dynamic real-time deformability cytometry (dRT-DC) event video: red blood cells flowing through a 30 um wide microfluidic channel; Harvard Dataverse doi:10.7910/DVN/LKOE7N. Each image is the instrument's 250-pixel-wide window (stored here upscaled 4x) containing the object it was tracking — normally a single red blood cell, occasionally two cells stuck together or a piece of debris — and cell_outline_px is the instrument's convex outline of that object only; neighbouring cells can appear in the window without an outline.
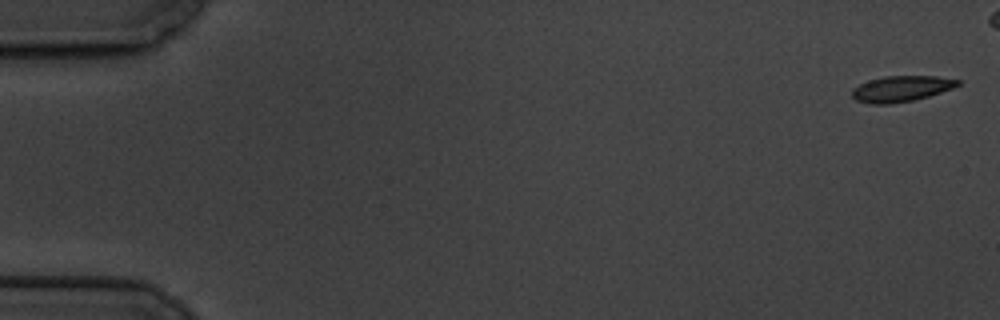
{"species": "common noctule bat (a hibernating species)", "species_latin": "Nyctalus noctula", "temperature_condition": "cold", "stored_images_in_passage": 4, "camera_frame_rate_fps": 3000, "um_per_image_px": 0.085, "animal": {"sex": "male", "body_mass_g": 19.5, "forearm_length_mm": 54.6}, "frame": {"image": 1, "passage_image": 1, "time_ms": 0.0, "image_size_px": [1000, 320], "cell_outline_px": [[960, 84], [952, 88], [928, 96], [912, 100], [888, 104], [872, 104], [856, 100], [852, 96], [852, 88], [868, 80], [884, 76], [936, 76], [960, 80]], "centroid_in_image_um": [76.58, 7.53], "position_along_channel_um": 8.4, "area_um2": 15.78}}